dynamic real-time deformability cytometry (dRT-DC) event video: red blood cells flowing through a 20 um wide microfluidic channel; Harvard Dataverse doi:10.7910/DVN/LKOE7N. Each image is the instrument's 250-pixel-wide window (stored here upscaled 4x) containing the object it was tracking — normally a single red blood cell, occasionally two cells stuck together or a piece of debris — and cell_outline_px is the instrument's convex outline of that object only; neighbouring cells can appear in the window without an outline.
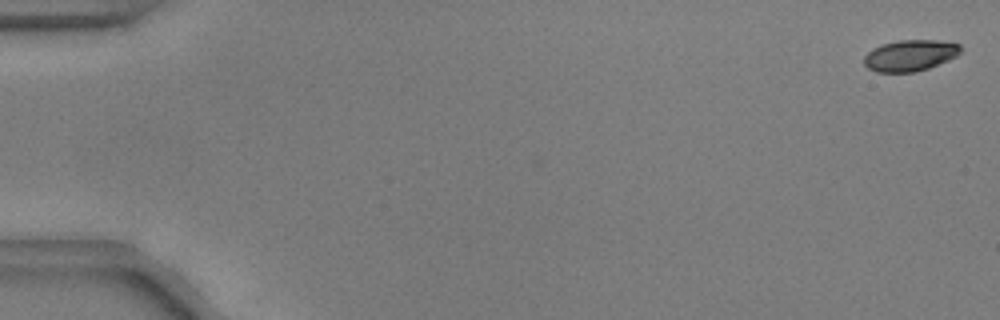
{"species": "common noctule bat (a hibernating species)", "species_latin": "Nyctalus noctula", "temperature_condition": "warm", "stored_images_in_passage": 55, "camera_frame_rate_fps": 3000, "um_per_image_px": 0.085, "animal": {"sex": "male", "body_mass_g": 17.9, "forearm_length_mm": 54.2}, "frame": {"image": 1, "passage_image": 2, "time_ms": 0.333, "image_size_px": [1000, 320], "cell_outline_px": [[960, 52], [956, 56], [948, 60], [928, 68], [916, 72], [876, 72], [868, 68], [864, 64], [864, 56], [872, 48], [884, 44], [900, 40], [936, 40], [960, 44]], "centroid_in_image_um": [77.34, 4.72], "position_along_channel_um": 7.7, "area_um2": 17.46}}
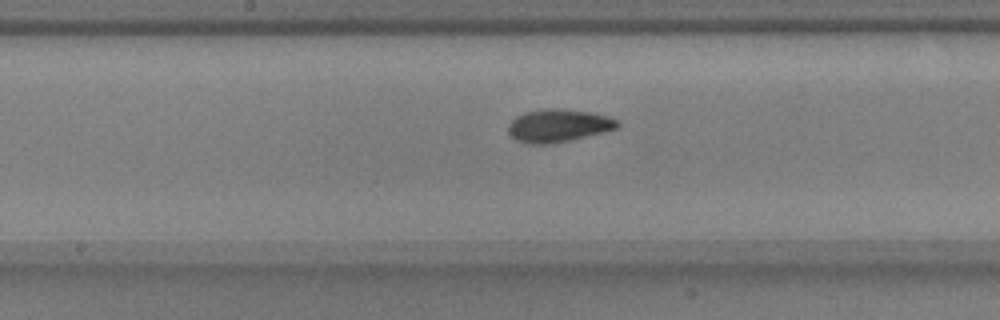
{"frame": {"image": 2, "passage_image": 30, "time_ms": 9.667, "image_size_px": [1000, 320], "cell_outline_px": [[620, 124], [616, 128], [604, 132], [568, 140], [548, 144], [524, 144], [516, 140], [508, 132], [508, 124], [516, 116], [524, 112], [588, 112], [604, 116], [616, 120]], "centroid_in_image_um": [47.4, 10.75], "position_along_channel_um": 200.8, "area_um2": 19.59}}
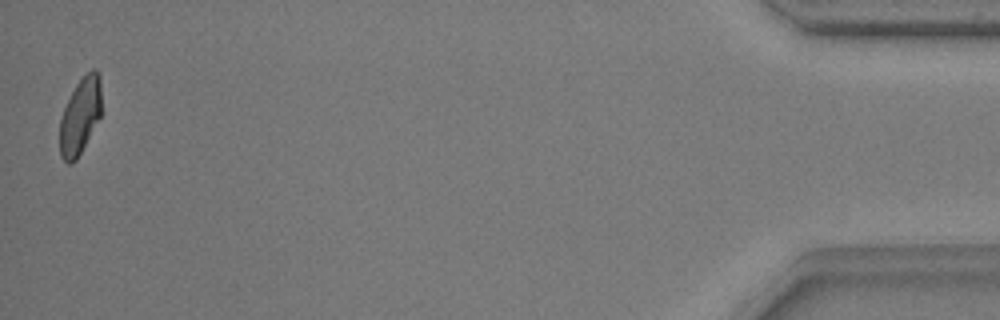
{"frame": {"image": 3, "passage_image": 55, "time_ms": 18.0, "image_size_px": [1000, 320], "cell_outline_px": [[100, 116], [76, 160], [72, 164], [68, 164], [60, 156], [60, 120], [64, 108], [76, 84], [92, 68], [96, 68], [100, 76]], "centroid_in_image_um": [6.8, 9.87], "position_along_channel_um": 428.4, "area_um2": 18.15}, "authors_computed_cell_mechanics": {"area_um2": 19.5942, "velocity_mm_per_s": 3.7533, "shape_relaxation_time_tau1_ms": 4.2473, "shape_relaxation_time_tau2_ms": 1.6478, "deformation_change_tau1": 0.1536, "deformation_change_tau2": 0.0607}}